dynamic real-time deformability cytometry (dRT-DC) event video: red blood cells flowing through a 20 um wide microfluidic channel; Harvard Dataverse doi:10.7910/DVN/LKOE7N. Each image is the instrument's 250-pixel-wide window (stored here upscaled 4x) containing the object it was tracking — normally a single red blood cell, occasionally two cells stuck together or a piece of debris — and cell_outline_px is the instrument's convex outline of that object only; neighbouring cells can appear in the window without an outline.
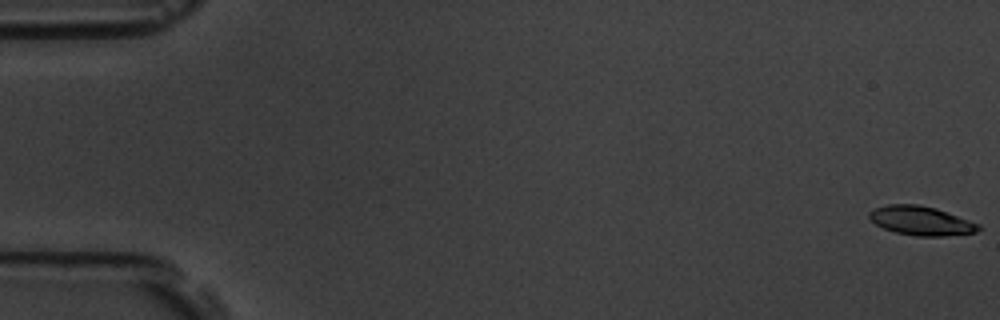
{"species": "common noctule bat (a hibernating species)", "species_latin": "Nyctalus noctula", "temperature_condition": "room temperature", "stored_images_in_passage": 6, "camera_frame_rate_fps": 3000, "um_per_image_px": 0.085, "animal": {"sex": "male", "body_mass_g": 19.5, "forearm_length_mm": 54.6}, "frame": {"image": 1, "passage_image": 1, "time_ms": 0.0, "image_size_px": [1000, 320], "cell_outline_px": [[980, 228], [976, 232], [944, 236], [916, 236], [896, 232], [884, 228], [876, 224], [868, 216], [868, 212], [876, 208], [888, 204], [916, 204], [936, 208], [980, 224]], "centroid_in_image_um": [78.29, 18.76], "position_along_channel_um": 6.7, "area_um2": 18.32}}
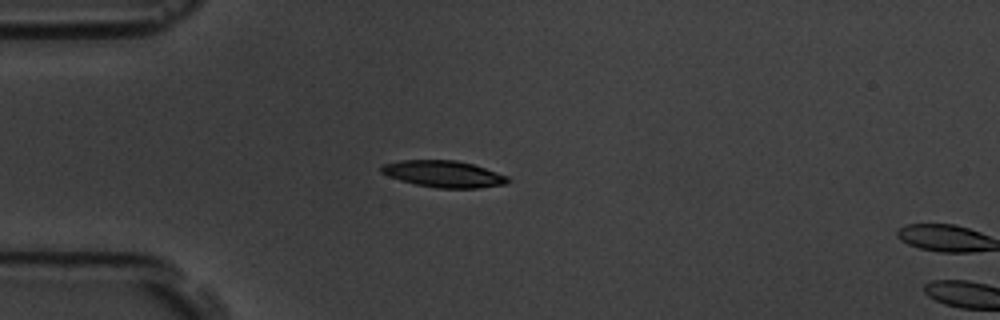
{"frame": {"image": 2, "passage_image": 5, "time_ms": 5.0, "image_size_px": [1000, 320], "cell_outline_px": [[512, 180], [504, 184], [480, 188], [436, 188], [416, 184], [400, 180], [388, 176], [380, 172], [380, 168], [384, 164], [400, 160], [456, 160], [472, 164], [508, 176]], "centroid_in_image_um": [37.71, 14.79], "position_along_channel_um": 47.3, "area_um2": 19.59}}